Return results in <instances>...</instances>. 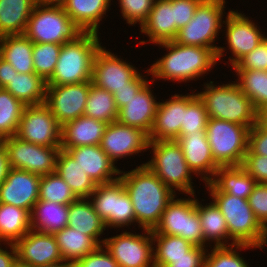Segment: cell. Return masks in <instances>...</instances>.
<instances>
[{
	"label": "cell",
	"instance_id": "1",
	"mask_svg": "<svg viewBox=\"0 0 267 267\" xmlns=\"http://www.w3.org/2000/svg\"><path fill=\"white\" fill-rule=\"evenodd\" d=\"M130 196L136 222L143 229L153 230L159 223L172 192L145 164L119 176Z\"/></svg>",
	"mask_w": 267,
	"mask_h": 267
},
{
	"label": "cell",
	"instance_id": "2",
	"mask_svg": "<svg viewBox=\"0 0 267 267\" xmlns=\"http://www.w3.org/2000/svg\"><path fill=\"white\" fill-rule=\"evenodd\" d=\"M169 53L154 63L147 72L154 77L187 81L200 77L217 62V54L208 47L178 44L175 41L159 43Z\"/></svg>",
	"mask_w": 267,
	"mask_h": 267
},
{
	"label": "cell",
	"instance_id": "3",
	"mask_svg": "<svg viewBox=\"0 0 267 267\" xmlns=\"http://www.w3.org/2000/svg\"><path fill=\"white\" fill-rule=\"evenodd\" d=\"M211 190L215 205L226 219L231 244H248L262 248L267 244V230L257 220L247 199L221 192L211 181L206 183Z\"/></svg>",
	"mask_w": 267,
	"mask_h": 267
},
{
	"label": "cell",
	"instance_id": "4",
	"mask_svg": "<svg viewBox=\"0 0 267 267\" xmlns=\"http://www.w3.org/2000/svg\"><path fill=\"white\" fill-rule=\"evenodd\" d=\"M98 34L83 32L62 44L59 58L47 85H67L91 81L93 62L100 49Z\"/></svg>",
	"mask_w": 267,
	"mask_h": 267
},
{
	"label": "cell",
	"instance_id": "5",
	"mask_svg": "<svg viewBox=\"0 0 267 267\" xmlns=\"http://www.w3.org/2000/svg\"><path fill=\"white\" fill-rule=\"evenodd\" d=\"M206 84L205 91L198 93L206 107L208 118L226 120L251 128L258 122L259 113L238 83L222 86Z\"/></svg>",
	"mask_w": 267,
	"mask_h": 267
},
{
	"label": "cell",
	"instance_id": "6",
	"mask_svg": "<svg viewBox=\"0 0 267 267\" xmlns=\"http://www.w3.org/2000/svg\"><path fill=\"white\" fill-rule=\"evenodd\" d=\"M82 33L83 31L70 19L60 3L37 2L23 34L32 43L62 45L75 40Z\"/></svg>",
	"mask_w": 267,
	"mask_h": 267
},
{
	"label": "cell",
	"instance_id": "7",
	"mask_svg": "<svg viewBox=\"0 0 267 267\" xmlns=\"http://www.w3.org/2000/svg\"><path fill=\"white\" fill-rule=\"evenodd\" d=\"M250 128L245 125L209 118L206 137L214 161L220 167L241 166L248 150Z\"/></svg>",
	"mask_w": 267,
	"mask_h": 267
},
{
	"label": "cell",
	"instance_id": "8",
	"mask_svg": "<svg viewBox=\"0 0 267 267\" xmlns=\"http://www.w3.org/2000/svg\"><path fill=\"white\" fill-rule=\"evenodd\" d=\"M154 157L145 165L173 192V188L194 195L192 172L176 140L150 141Z\"/></svg>",
	"mask_w": 267,
	"mask_h": 267
},
{
	"label": "cell",
	"instance_id": "9",
	"mask_svg": "<svg viewBox=\"0 0 267 267\" xmlns=\"http://www.w3.org/2000/svg\"><path fill=\"white\" fill-rule=\"evenodd\" d=\"M224 3V0H203L190 22L178 31L174 41L183 45L208 47L217 54L219 60L224 48L212 43L222 26Z\"/></svg>",
	"mask_w": 267,
	"mask_h": 267
},
{
	"label": "cell",
	"instance_id": "10",
	"mask_svg": "<svg viewBox=\"0 0 267 267\" xmlns=\"http://www.w3.org/2000/svg\"><path fill=\"white\" fill-rule=\"evenodd\" d=\"M152 234L180 236L194 246L205 247L196 199H176L166 205Z\"/></svg>",
	"mask_w": 267,
	"mask_h": 267
},
{
	"label": "cell",
	"instance_id": "11",
	"mask_svg": "<svg viewBox=\"0 0 267 267\" xmlns=\"http://www.w3.org/2000/svg\"><path fill=\"white\" fill-rule=\"evenodd\" d=\"M90 197L93 198L91 203L95 212L106 227H122L136 222L130 196L120 179L96 185Z\"/></svg>",
	"mask_w": 267,
	"mask_h": 267
},
{
	"label": "cell",
	"instance_id": "12",
	"mask_svg": "<svg viewBox=\"0 0 267 267\" xmlns=\"http://www.w3.org/2000/svg\"><path fill=\"white\" fill-rule=\"evenodd\" d=\"M10 168L44 176L56 171L61 146H43L20 140L17 136L3 139Z\"/></svg>",
	"mask_w": 267,
	"mask_h": 267
},
{
	"label": "cell",
	"instance_id": "13",
	"mask_svg": "<svg viewBox=\"0 0 267 267\" xmlns=\"http://www.w3.org/2000/svg\"><path fill=\"white\" fill-rule=\"evenodd\" d=\"M62 126L45 103L27 105L16 136L25 142L43 145H61Z\"/></svg>",
	"mask_w": 267,
	"mask_h": 267
},
{
	"label": "cell",
	"instance_id": "14",
	"mask_svg": "<svg viewBox=\"0 0 267 267\" xmlns=\"http://www.w3.org/2000/svg\"><path fill=\"white\" fill-rule=\"evenodd\" d=\"M145 231L151 238L125 231L120 235L104 239L103 246L120 267H155L152 261L154 260L152 232L147 229Z\"/></svg>",
	"mask_w": 267,
	"mask_h": 267
},
{
	"label": "cell",
	"instance_id": "15",
	"mask_svg": "<svg viewBox=\"0 0 267 267\" xmlns=\"http://www.w3.org/2000/svg\"><path fill=\"white\" fill-rule=\"evenodd\" d=\"M91 83L47 85L45 104L61 126L84 115Z\"/></svg>",
	"mask_w": 267,
	"mask_h": 267
},
{
	"label": "cell",
	"instance_id": "16",
	"mask_svg": "<svg viewBox=\"0 0 267 267\" xmlns=\"http://www.w3.org/2000/svg\"><path fill=\"white\" fill-rule=\"evenodd\" d=\"M140 73L130 64L100 47L93 62L91 82L93 85L115 93L116 90L129 88Z\"/></svg>",
	"mask_w": 267,
	"mask_h": 267
},
{
	"label": "cell",
	"instance_id": "17",
	"mask_svg": "<svg viewBox=\"0 0 267 267\" xmlns=\"http://www.w3.org/2000/svg\"><path fill=\"white\" fill-rule=\"evenodd\" d=\"M149 142V134L144 130L115 121L107 125L100 147L114 163L118 158L148 149Z\"/></svg>",
	"mask_w": 267,
	"mask_h": 267
},
{
	"label": "cell",
	"instance_id": "18",
	"mask_svg": "<svg viewBox=\"0 0 267 267\" xmlns=\"http://www.w3.org/2000/svg\"><path fill=\"white\" fill-rule=\"evenodd\" d=\"M17 260L32 267H46L62 264L54 234H44L30 230L15 244Z\"/></svg>",
	"mask_w": 267,
	"mask_h": 267
},
{
	"label": "cell",
	"instance_id": "19",
	"mask_svg": "<svg viewBox=\"0 0 267 267\" xmlns=\"http://www.w3.org/2000/svg\"><path fill=\"white\" fill-rule=\"evenodd\" d=\"M40 178L31 172L10 168L0 184V203L14 205L31 213L39 200Z\"/></svg>",
	"mask_w": 267,
	"mask_h": 267
},
{
	"label": "cell",
	"instance_id": "20",
	"mask_svg": "<svg viewBox=\"0 0 267 267\" xmlns=\"http://www.w3.org/2000/svg\"><path fill=\"white\" fill-rule=\"evenodd\" d=\"M226 37L234 58L230 59L234 67L244 56L253 51L265 38L263 34L244 14L229 11L226 21Z\"/></svg>",
	"mask_w": 267,
	"mask_h": 267
},
{
	"label": "cell",
	"instance_id": "21",
	"mask_svg": "<svg viewBox=\"0 0 267 267\" xmlns=\"http://www.w3.org/2000/svg\"><path fill=\"white\" fill-rule=\"evenodd\" d=\"M75 159L79 167L94 181L96 185L106 184L120 177L113 178V174H121L100 145L61 148Z\"/></svg>",
	"mask_w": 267,
	"mask_h": 267
},
{
	"label": "cell",
	"instance_id": "22",
	"mask_svg": "<svg viewBox=\"0 0 267 267\" xmlns=\"http://www.w3.org/2000/svg\"><path fill=\"white\" fill-rule=\"evenodd\" d=\"M176 141L181 147L188 168L195 174H206L202 180L210 182L220 167L211 153V148L206 137V131L192 132L185 136H179ZM204 172V173H203ZM213 176L210 177L207 175Z\"/></svg>",
	"mask_w": 267,
	"mask_h": 267
},
{
	"label": "cell",
	"instance_id": "23",
	"mask_svg": "<svg viewBox=\"0 0 267 267\" xmlns=\"http://www.w3.org/2000/svg\"><path fill=\"white\" fill-rule=\"evenodd\" d=\"M149 89L147 82L126 105L118 110L119 123L137 127L148 134L151 132L158 102Z\"/></svg>",
	"mask_w": 267,
	"mask_h": 267
},
{
	"label": "cell",
	"instance_id": "24",
	"mask_svg": "<svg viewBox=\"0 0 267 267\" xmlns=\"http://www.w3.org/2000/svg\"><path fill=\"white\" fill-rule=\"evenodd\" d=\"M164 103L158 102L150 141L176 140L184 117V96L174 95Z\"/></svg>",
	"mask_w": 267,
	"mask_h": 267
},
{
	"label": "cell",
	"instance_id": "25",
	"mask_svg": "<svg viewBox=\"0 0 267 267\" xmlns=\"http://www.w3.org/2000/svg\"><path fill=\"white\" fill-rule=\"evenodd\" d=\"M107 123L85 115L65 123L61 130V148L100 145Z\"/></svg>",
	"mask_w": 267,
	"mask_h": 267
},
{
	"label": "cell",
	"instance_id": "26",
	"mask_svg": "<svg viewBox=\"0 0 267 267\" xmlns=\"http://www.w3.org/2000/svg\"><path fill=\"white\" fill-rule=\"evenodd\" d=\"M140 27L154 44L174 41L179 30L174 24L171 0H155L147 20Z\"/></svg>",
	"mask_w": 267,
	"mask_h": 267
},
{
	"label": "cell",
	"instance_id": "27",
	"mask_svg": "<svg viewBox=\"0 0 267 267\" xmlns=\"http://www.w3.org/2000/svg\"><path fill=\"white\" fill-rule=\"evenodd\" d=\"M109 3L110 0H62L60 4L83 32L98 33V23Z\"/></svg>",
	"mask_w": 267,
	"mask_h": 267
},
{
	"label": "cell",
	"instance_id": "28",
	"mask_svg": "<svg viewBox=\"0 0 267 267\" xmlns=\"http://www.w3.org/2000/svg\"><path fill=\"white\" fill-rule=\"evenodd\" d=\"M68 226V205L38 200L31 212V230L55 234Z\"/></svg>",
	"mask_w": 267,
	"mask_h": 267
},
{
	"label": "cell",
	"instance_id": "29",
	"mask_svg": "<svg viewBox=\"0 0 267 267\" xmlns=\"http://www.w3.org/2000/svg\"><path fill=\"white\" fill-rule=\"evenodd\" d=\"M86 198H78L68 205V227L91 236L99 245L104 243L98 237L106 226L104 221L95 212L91 201ZM99 240V241H98Z\"/></svg>",
	"mask_w": 267,
	"mask_h": 267
},
{
	"label": "cell",
	"instance_id": "30",
	"mask_svg": "<svg viewBox=\"0 0 267 267\" xmlns=\"http://www.w3.org/2000/svg\"><path fill=\"white\" fill-rule=\"evenodd\" d=\"M32 53L33 43L24 34L0 37V58L18 73H35Z\"/></svg>",
	"mask_w": 267,
	"mask_h": 267
},
{
	"label": "cell",
	"instance_id": "31",
	"mask_svg": "<svg viewBox=\"0 0 267 267\" xmlns=\"http://www.w3.org/2000/svg\"><path fill=\"white\" fill-rule=\"evenodd\" d=\"M36 0H0V37L24 33Z\"/></svg>",
	"mask_w": 267,
	"mask_h": 267
},
{
	"label": "cell",
	"instance_id": "32",
	"mask_svg": "<svg viewBox=\"0 0 267 267\" xmlns=\"http://www.w3.org/2000/svg\"><path fill=\"white\" fill-rule=\"evenodd\" d=\"M56 172L69 185L77 198H89L95 190L94 181L79 167L74 158L61 149L56 164Z\"/></svg>",
	"mask_w": 267,
	"mask_h": 267
},
{
	"label": "cell",
	"instance_id": "33",
	"mask_svg": "<svg viewBox=\"0 0 267 267\" xmlns=\"http://www.w3.org/2000/svg\"><path fill=\"white\" fill-rule=\"evenodd\" d=\"M63 261L73 265L77 260L93 252L99 244L88 235L65 227L54 234Z\"/></svg>",
	"mask_w": 267,
	"mask_h": 267
},
{
	"label": "cell",
	"instance_id": "34",
	"mask_svg": "<svg viewBox=\"0 0 267 267\" xmlns=\"http://www.w3.org/2000/svg\"><path fill=\"white\" fill-rule=\"evenodd\" d=\"M27 105L45 103L47 82L36 73H17L3 88Z\"/></svg>",
	"mask_w": 267,
	"mask_h": 267
},
{
	"label": "cell",
	"instance_id": "35",
	"mask_svg": "<svg viewBox=\"0 0 267 267\" xmlns=\"http://www.w3.org/2000/svg\"><path fill=\"white\" fill-rule=\"evenodd\" d=\"M217 177V179H215ZM219 177V178H218ZM211 182L221 191L242 199H248L257 182L241 167H219Z\"/></svg>",
	"mask_w": 267,
	"mask_h": 267
},
{
	"label": "cell",
	"instance_id": "36",
	"mask_svg": "<svg viewBox=\"0 0 267 267\" xmlns=\"http://www.w3.org/2000/svg\"><path fill=\"white\" fill-rule=\"evenodd\" d=\"M31 230V213L20 207L0 203V242L15 244Z\"/></svg>",
	"mask_w": 267,
	"mask_h": 267
},
{
	"label": "cell",
	"instance_id": "37",
	"mask_svg": "<svg viewBox=\"0 0 267 267\" xmlns=\"http://www.w3.org/2000/svg\"><path fill=\"white\" fill-rule=\"evenodd\" d=\"M197 211L200 218L204 241L215 240V246H226L225 240L229 237L226 219L215 205L211 202L205 207L197 202Z\"/></svg>",
	"mask_w": 267,
	"mask_h": 267
},
{
	"label": "cell",
	"instance_id": "38",
	"mask_svg": "<svg viewBox=\"0 0 267 267\" xmlns=\"http://www.w3.org/2000/svg\"><path fill=\"white\" fill-rule=\"evenodd\" d=\"M84 115L107 124L117 121L118 109L113 94L91 83Z\"/></svg>",
	"mask_w": 267,
	"mask_h": 267
},
{
	"label": "cell",
	"instance_id": "39",
	"mask_svg": "<svg viewBox=\"0 0 267 267\" xmlns=\"http://www.w3.org/2000/svg\"><path fill=\"white\" fill-rule=\"evenodd\" d=\"M239 75L238 86L260 113L267 107V71L235 70Z\"/></svg>",
	"mask_w": 267,
	"mask_h": 267
},
{
	"label": "cell",
	"instance_id": "40",
	"mask_svg": "<svg viewBox=\"0 0 267 267\" xmlns=\"http://www.w3.org/2000/svg\"><path fill=\"white\" fill-rule=\"evenodd\" d=\"M26 105L10 92L0 88V137L16 136Z\"/></svg>",
	"mask_w": 267,
	"mask_h": 267
},
{
	"label": "cell",
	"instance_id": "41",
	"mask_svg": "<svg viewBox=\"0 0 267 267\" xmlns=\"http://www.w3.org/2000/svg\"><path fill=\"white\" fill-rule=\"evenodd\" d=\"M157 247L154 253V266L166 267L170 263V258L187 256V252L194 246L180 236L152 234Z\"/></svg>",
	"mask_w": 267,
	"mask_h": 267
},
{
	"label": "cell",
	"instance_id": "42",
	"mask_svg": "<svg viewBox=\"0 0 267 267\" xmlns=\"http://www.w3.org/2000/svg\"><path fill=\"white\" fill-rule=\"evenodd\" d=\"M208 119L206 107L197 94L184 95V117L179 136L206 131Z\"/></svg>",
	"mask_w": 267,
	"mask_h": 267
},
{
	"label": "cell",
	"instance_id": "43",
	"mask_svg": "<svg viewBox=\"0 0 267 267\" xmlns=\"http://www.w3.org/2000/svg\"><path fill=\"white\" fill-rule=\"evenodd\" d=\"M78 199L69 185L55 171L41 176L39 186V200L52 201L59 204L69 205Z\"/></svg>",
	"mask_w": 267,
	"mask_h": 267
},
{
	"label": "cell",
	"instance_id": "44",
	"mask_svg": "<svg viewBox=\"0 0 267 267\" xmlns=\"http://www.w3.org/2000/svg\"><path fill=\"white\" fill-rule=\"evenodd\" d=\"M61 47L56 43H33L34 72L46 82L53 74Z\"/></svg>",
	"mask_w": 267,
	"mask_h": 267
},
{
	"label": "cell",
	"instance_id": "45",
	"mask_svg": "<svg viewBox=\"0 0 267 267\" xmlns=\"http://www.w3.org/2000/svg\"><path fill=\"white\" fill-rule=\"evenodd\" d=\"M234 246H236L237 249L255 247L248 244L214 246V249L211 250V254H208L205 257L204 267H249L242 257L238 255L236 250H233Z\"/></svg>",
	"mask_w": 267,
	"mask_h": 267
},
{
	"label": "cell",
	"instance_id": "46",
	"mask_svg": "<svg viewBox=\"0 0 267 267\" xmlns=\"http://www.w3.org/2000/svg\"><path fill=\"white\" fill-rule=\"evenodd\" d=\"M155 0H119L121 13L127 23L134 25L139 22L140 25L147 20L150 11L153 8Z\"/></svg>",
	"mask_w": 267,
	"mask_h": 267
},
{
	"label": "cell",
	"instance_id": "47",
	"mask_svg": "<svg viewBox=\"0 0 267 267\" xmlns=\"http://www.w3.org/2000/svg\"><path fill=\"white\" fill-rule=\"evenodd\" d=\"M233 68L234 70L267 71V37L253 51L244 56Z\"/></svg>",
	"mask_w": 267,
	"mask_h": 267
},
{
	"label": "cell",
	"instance_id": "48",
	"mask_svg": "<svg viewBox=\"0 0 267 267\" xmlns=\"http://www.w3.org/2000/svg\"><path fill=\"white\" fill-rule=\"evenodd\" d=\"M247 200L257 220L267 230V184L257 183Z\"/></svg>",
	"mask_w": 267,
	"mask_h": 267
},
{
	"label": "cell",
	"instance_id": "49",
	"mask_svg": "<svg viewBox=\"0 0 267 267\" xmlns=\"http://www.w3.org/2000/svg\"><path fill=\"white\" fill-rule=\"evenodd\" d=\"M73 267H120L109 251L99 245L93 252L77 260Z\"/></svg>",
	"mask_w": 267,
	"mask_h": 267
},
{
	"label": "cell",
	"instance_id": "50",
	"mask_svg": "<svg viewBox=\"0 0 267 267\" xmlns=\"http://www.w3.org/2000/svg\"><path fill=\"white\" fill-rule=\"evenodd\" d=\"M241 167L257 182L267 184V157L245 154Z\"/></svg>",
	"mask_w": 267,
	"mask_h": 267
},
{
	"label": "cell",
	"instance_id": "51",
	"mask_svg": "<svg viewBox=\"0 0 267 267\" xmlns=\"http://www.w3.org/2000/svg\"><path fill=\"white\" fill-rule=\"evenodd\" d=\"M203 0H171V8H174V24L180 30L193 18L198 5Z\"/></svg>",
	"mask_w": 267,
	"mask_h": 267
},
{
	"label": "cell",
	"instance_id": "52",
	"mask_svg": "<svg viewBox=\"0 0 267 267\" xmlns=\"http://www.w3.org/2000/svg\"><path fill=\"white\" fill-rule=\"evenodd\" d=\"M246 154H256L267 157V128L259 121L249 130L248 150Z\"/></svg>",
	"mask_w": 267,
	"mask_h": 267
},
{
	"label": "cell",
	"instance_id": "53",
	"mask_svg": "<svg viewBox=\"0 0 267 267\" xmlns=\"http://www.w3.org/2000/svg\"><path fill=\"white\" fill-rule=\"evenodd\" d=\"M204 247L193 246L187 256L170 258V263L166 267H204L205 266Z\"/></svg>",
	"mask_w": 267,
	"mask_h": 267
},
{
	"label": "cell",
	"instance_id": "54",
	"mask_svg": "<svg viewBox=\"0 0 267 267\" xmlns=\"http://www.w3.org/2000/svg\"><path fill=\"white\" fill-rule=\"evenodd\" d=\"M148 82L140 76L129 88H122L113 93L117 109L119 110Z\"/></svg>",
	"mask_w": 267,
	"mask_h": 267
},
{
	"label": "cell",
	"instance_id": "55",
	"mask_svg": "<svg viewBox=\"0 0 267 267\" xmlns=\"http://www.w3.org/2000/svg\"><path fill=\"white\" fill-rule=\"evenodd\" d=\"M17 73L10 63L0 58V88H4Z\"/></svg>",
	"mask_w": 267,
	"mask_h": 267
},
{
	"label": "cell",
	"instance_id": "56",
	"mask_svg": "<svg viewBox=\"0 0 267 267\" xmlns=\"http://www.w3.org/2000/svg\"><path fill=\"white\" fill-rule=\"evenodd\" d=\"M11 252L3 250L0 248V267H13L14 263L17 261V251L14 244H8Z\"/></svg>",
	"mask_w": 267,
	"mask_h": 267
},
{
	"label": "cell",
	"instance_id": "57",
	"mask_svg": "<svg viewBox=\"0 0 267 267\" xmlns=\"http://www.w3.org/2000/svg\"><path fill=\"white\" fill-rule=\"evenodd\" d=\"M10 170L6 148L3 142L0 144V184L5 180Z\"/></svg>",
	"mask_w": 267,
	"mask_h": 267
},
{
	"label": "cell",
	"instance_id": "58",
	"mask_svg": "<svg viewBox=\"0 0 267 267\" xmlns=\"http://www.w3.org/2000/svg\"><path fill=\"white\" fill-rule=\"evenodd\" d=\"M258 121L267 128V107L259 113Z\"/></svg>",
	"mask_w": 267,
	"mask_h": 267
},
{
	"label": "cell",
	"instance_id": "59",
	"mask_svg": "<svg viewBox=\"0 0 267 267\" xmlns=\"http://www.w3.org/2000/svg\"><path fill=\"white\" fill-rule=\"evenodd\" d=\"M40 3H61L62 0H36Z\"/></svg>",
	"mask_w": 267,
	"mask_h": 267
},
{
	"label": "cell",
	"instance_id": "60",
	"mask_svg": "<svg viewBox=\"0 0 267 267\" xmlns=\"http://www.w3.org/2000/svg\"><path fill=\"white\" fill-rule=\"evenodd\" d=\"M13 267H32L31 265L23 264L18 260L14 263Z\"/></svg>",
	"mask_w": 267,
	"mask_h": 267
},
{
	"label": "cell",
	"instance_id": "61",
	"mask_svg": "<svg viewBox=\"0 0 267 267\" xmlns=\"http://www.w3.org/2000/svg\"><path fill=\"white\" fill-rule=\"evenodd\" d=\"M46 267H73L70 264L67 263H62V264H57V265H52V266H46Z\"/></svg>",
	"mask_w": 267,
	"mask_h": 267
}]
</instances>
